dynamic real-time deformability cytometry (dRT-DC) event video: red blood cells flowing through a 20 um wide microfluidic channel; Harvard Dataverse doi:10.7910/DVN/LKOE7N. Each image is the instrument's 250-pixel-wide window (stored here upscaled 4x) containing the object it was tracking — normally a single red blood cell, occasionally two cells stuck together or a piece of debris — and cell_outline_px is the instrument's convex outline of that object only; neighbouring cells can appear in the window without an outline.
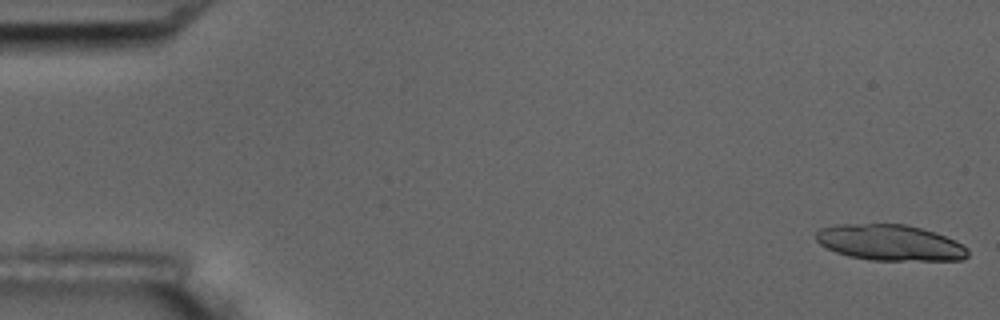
{"species": "common noctule bat (a hibernating species)", "species_latin": "Nyctalus noctula", "temperature_condition": "room temperature", "stored_images_in_passage": 18, "camera_frame_rate_fps": 3000, "um_per_image_px": 0.085, "animal": {"sex": "male", "body_mass_g": 17.5, "forearm_length_mm": 52.3}, "frame": {"image": 1, "passage_image": 1, "time_ms": 0.0, "image_size_px": [1000, 320], "cell_outline_px": [[968, 256], [964, 260], [868, 260], [848, 256], [836, 252], [820, 244], [816, 240], [816, 232], [820, 228], [836, 224], [908, 224], [956, 240], [968, 248]], "centroid_in_image_um": [75.64, 20.63], "position_along_channel_um": 9.4, "area_um2": 31.85}}
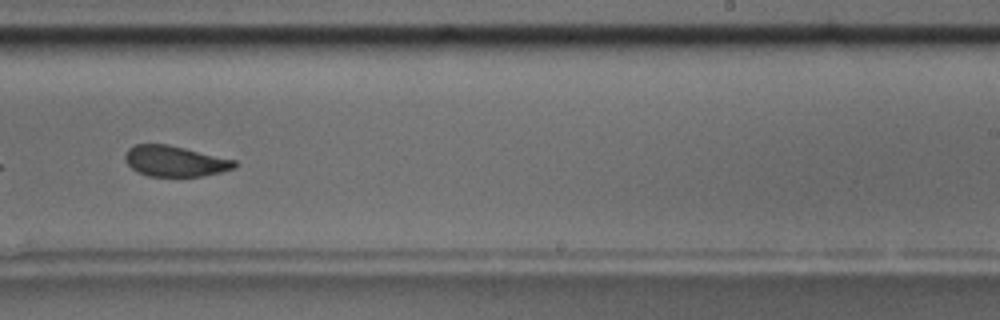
{"frame": {"image": 2, "passage_image": 11, "time_ms": 11.667, "image_size_px": [1000, 320], "cell_outline_px": [[236, 168], [220, 172], [200, 176], [148, 176], [136, 172], [124, 160], [124, 156], [128, 148], [136, 144], [168, 144], [236, 160]], "centroid_in_image_um": [14.84, 13.69], "position_along_channel_um": 274.2, "area_um2": 19.59}, "authors_computed_cell_mechanics": {"area_um2": 20.7213, "velocity_mm_per_s": 3.5391, "shape_relaxation_time_tau1_ms": 6.4738, "shape_relaxation_time_tau2_ms": 1.927, "deformation_change_tau1": 0.1465, "deformation_change_tau2": 0.0916}}